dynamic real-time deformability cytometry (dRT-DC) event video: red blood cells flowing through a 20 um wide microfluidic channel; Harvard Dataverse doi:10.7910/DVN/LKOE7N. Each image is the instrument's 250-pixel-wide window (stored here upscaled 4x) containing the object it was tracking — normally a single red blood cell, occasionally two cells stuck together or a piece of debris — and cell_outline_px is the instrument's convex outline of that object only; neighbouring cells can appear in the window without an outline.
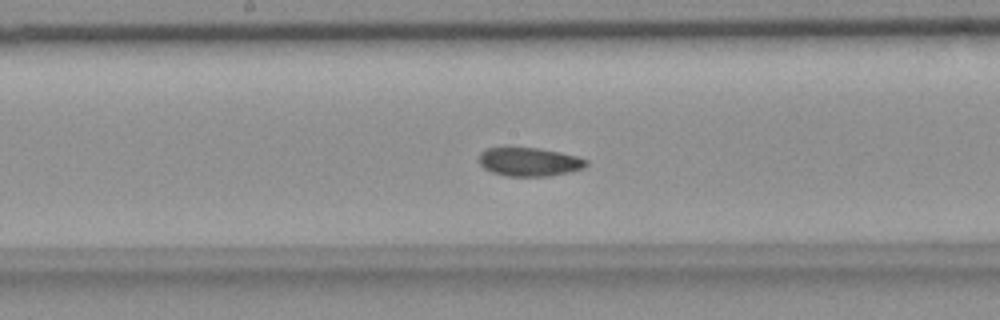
{"species": "common noctule bat (a hibernating species)", "species_latin": "Nyctalus noctula", "temperature_condition": "room temperature", "stored_images_in_passage": 41, "camera_frame_rate_fps": 3000, "um_per_image_px": 0.085, "animal": {"sex": "female", "body_mass_g": 18.4}, "frame": {"image": 1, "passage_image": 14, "time_ms": 4.333, "image_size_px": [1000, 320], "cell_outline_px": [[588, 164], [584, 168], [568, 172], [548, 176], [504, 176], [492, 172], [484, 168], [480, 164], [480, 152], [488, 148], [536, 148], [560, 152], [576, 156], [588, 160]], "centroid_in_image_um": [45.0, 13.76], "position_along_channel_um": 203.2, "area_um2": 17.74}}
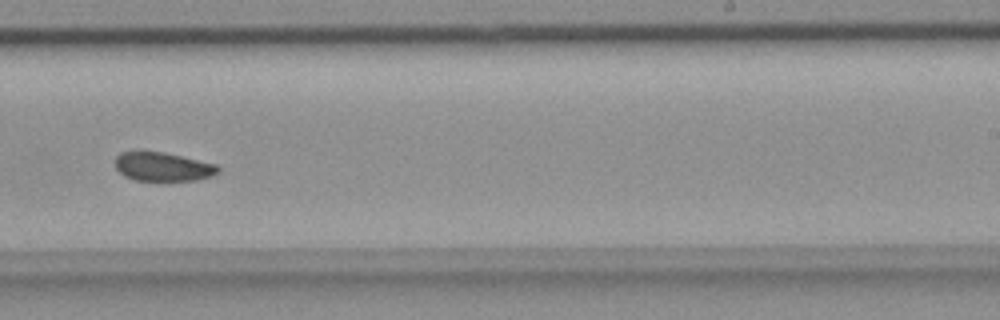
{"frame": {"image": 2, "passage_image": 20, "time_ms": 6.333, "image_size_px": [1000, 320], "cell_outline_px": [[220, 172], [212, 176], [196, 180], [136, 180], [124, 176], [116, 168], [116, 156], [120, 152], [164, 152], [216, 164], [220, 168]], "centroid_in_image_um": [13.87, 14.17], "position_along_channel_um": 275.1, "area_um2": 17.11}}
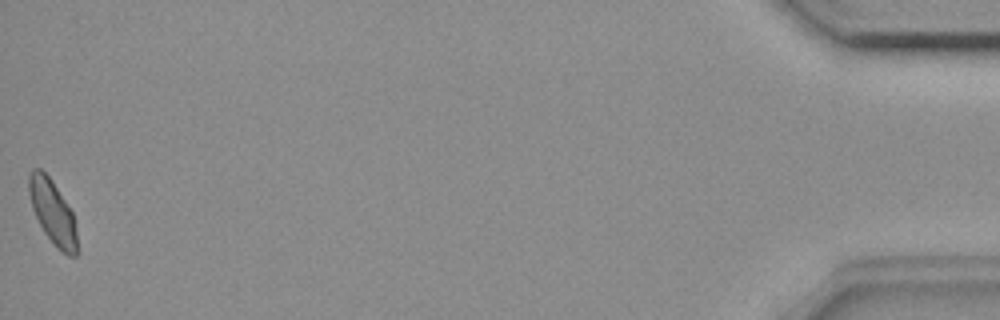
{"frame": {"image": 3, "passage_image": 41, "time_ms": 13.333, "image_size_px": [1000, 320], "cell_outline_px": [[80, 252], [76, 256], [68, 256], [56, 248], [44, 232], [32, 208], [28, 192], [28, 172], [32, 168], [40, 168], [52, 180], [72, 212]], "centroid_in_image_um": [4.48, 18.06], "position_along_channel_um": 430.7, "area_um2": 18.21}, "authors_computed_cell_mechanics": {"area_um2": 18.207, "velocity_mm_per_s": 3.6019, "shape_relaxation_time_tau1_ms": null, "shape_relaxation_time_tau2_ms": 2.9778, "deformation_change_tau1": null, "deformation_change_tau2": 0.0684}}